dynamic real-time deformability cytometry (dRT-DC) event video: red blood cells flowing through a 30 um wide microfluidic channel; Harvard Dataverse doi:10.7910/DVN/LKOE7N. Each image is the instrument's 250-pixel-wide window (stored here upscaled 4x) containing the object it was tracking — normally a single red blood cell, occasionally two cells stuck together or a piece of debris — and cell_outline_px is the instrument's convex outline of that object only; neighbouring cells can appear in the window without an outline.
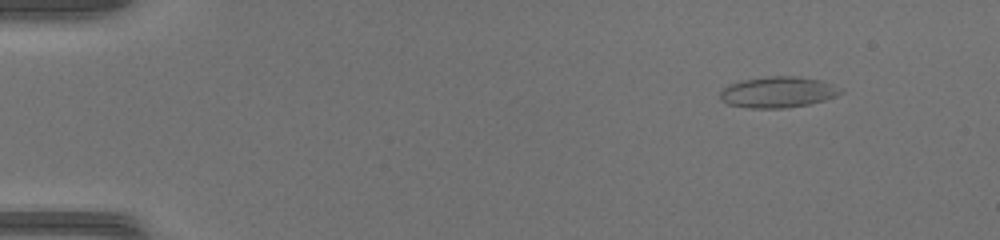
{"species": "common noctule bat (a hibernating species)", "species_latin": "Nyctalus noctula", "temperature_condition": "warm", "stored_images_in_passage": 43, "camera_frame_rate_fps": 3000, "um_per_image_px": 0.085, "animal": {"sex": "female", "body_mass_g": 17.0, "forearm_length_mm": 48.0}, "frame": {"image": 1, "passage_image": 3, "time_ms": 0.667, "image_size_px": [1000, 240], "cell_outline_px": [[816, 100], [800, 104], [736, 104], [728, 88], [736, 84], [752, 80], [808, 80]], "centroid_in_image_um": [65.67, 7.84], "position_along_channel_um": 19.3, "area_um2": 13.41}}
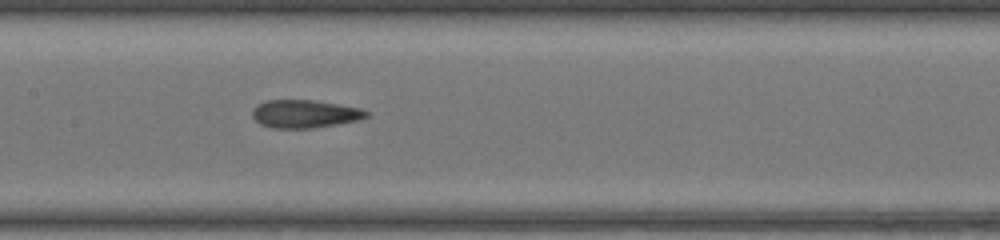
{"frame": {"image": 2, "passage_image": 23, "time_ms": 7.333, "image_size_px": [1000, 240], "cell_outline_px": [[368, 112], [364, 116], [352, 120], [304, 128], [284, 128], [264, 124], [256, 120], [256, 108], [260, 104], [276, 100], [304, 100], [352, 108]], "centroid_in_image_um": [25.82, 9.68], "position_along_channel_um": 181.6, "area_um2": 16.42}}
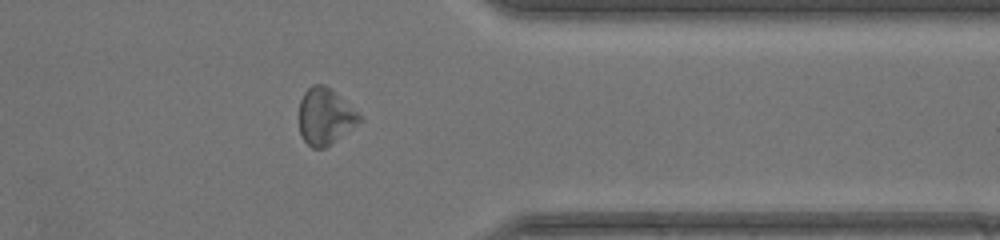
{"frame": {"image": 3, "passage_image": 38, "time_ms": 12.333, "image_size_px": [1000, 240], "cell_outline_px": [[360, 116], [356, 120], [328, 144], [320, 148], [316, 148], [308, 144], [304, 140], [300, 132], [300, 104], [308, 88], [316, 84], [320, 84], [328, 88]], "centroid_in_image_um": [27.52, 9.88], "position_along_channel_um": 383.9, "area_um2": 17.8}, "authors_computed_cell_mechanics": {"area_um2": 16.1262, "velocity_mm_per_s": 4.2134, "shape_relaxation_time_tau1_ms": null, "shape_relaxation_time_tau2_ms": 3.6767, "deformation_change_tau1": null, "deformation_change_tau2": 0.1384}}